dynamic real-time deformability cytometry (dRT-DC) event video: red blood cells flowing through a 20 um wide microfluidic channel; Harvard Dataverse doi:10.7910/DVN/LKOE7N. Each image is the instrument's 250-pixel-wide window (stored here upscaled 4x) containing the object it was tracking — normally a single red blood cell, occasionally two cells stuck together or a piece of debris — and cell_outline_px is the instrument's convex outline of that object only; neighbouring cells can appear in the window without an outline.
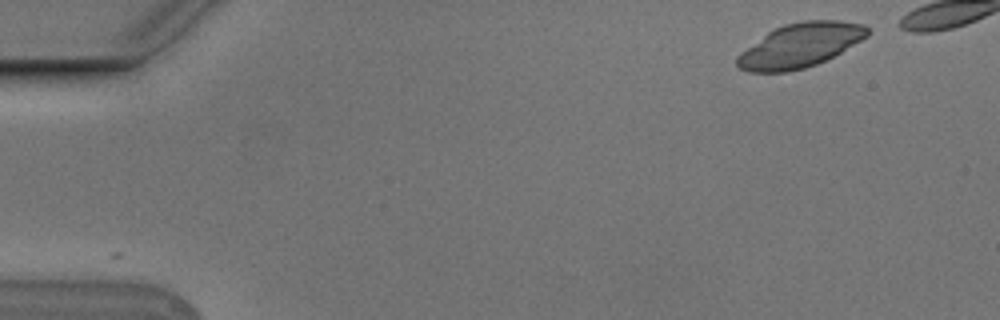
{"species": "Egyptian fruit bat (a non-hibernating species)", "species_latin": "Rousettus aegyptiacus", "temperature_condition": "cold", "stored_images_in_passage": 45, "camera_frame_rate_fps": 3000, "um_per_image_px": 0.085, "animal": {"sex": "male"}, "frame": {"image": 1, "passage_image": 1, "time_ms": 0.0, "image_size_px": [1000, 320], "cell_outline_px": [[872, 32], [868, 36], [840, 52], [816, 64], [804, 68], [788, 72], [748, 72], [740, 68], [736, 64], [736, 56], [740, 52], [768, 32], [784, 24], [800, 20], [840, 20], [864, 24]], "centroid_in_image_um": [68.01, 3.84], "position_along_channel_um": 17.0, "area_um2": 33.47}}